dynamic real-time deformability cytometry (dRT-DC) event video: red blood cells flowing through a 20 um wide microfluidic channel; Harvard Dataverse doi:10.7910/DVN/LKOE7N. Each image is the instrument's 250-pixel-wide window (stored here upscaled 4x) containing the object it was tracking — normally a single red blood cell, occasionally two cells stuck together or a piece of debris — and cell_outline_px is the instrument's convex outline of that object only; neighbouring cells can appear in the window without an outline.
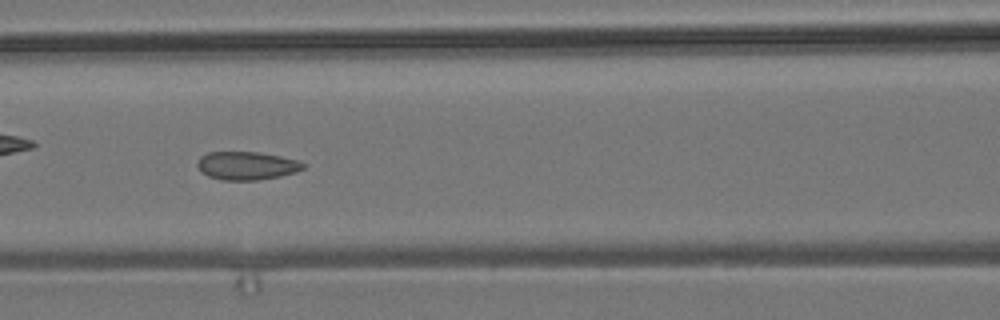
{"species": "common noctule bat (a hibernating species)", "species_latin": "Nyctalus noctula", "temperature_condition": "room temperature", "stored_images_in_passage": 55, "camera_frame_rate_fps": 3000, "um_per_image_px": 0.085, "animal": {"sex": "male", "body_mass_g": 19.2, "forearm_length_mm": 51.8}, "frame": {"image": 1, "passage_image": 23, "time_ms": 7.333, "image_size_px": [1000, 320], "cell_outline_px": [[304, 168], [296, 172], [280, 176], [256, 180], [220, 180], [208, 176], [200, 172], [196, 164], [200, 156], [208, 152], [260, 152], [280, 156], [296, 160], [304, 164]], "centroid_in_image_um": [20.92, 14.08], "position_along_channel_um": 145.7, "area_um2": 17.46}}
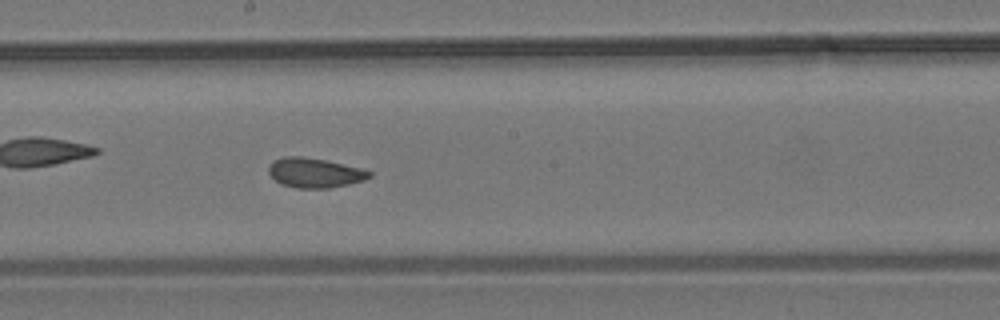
{"frame": {"image": 2, "passage_image": 29, "time_ms": 9.333, "image_size_px": [1000, 320], "cell_outline_px": [[372, 176], [364, 180], [348, 184], [328, 188], [296, 188], [280, 184], [268, 172], [268, 168], [272, 160], [284, 156], [304, 156], [328, 160], [360, 168], [372, 172]], "centroid_in_image_um": [26.73, 14.67], "position_along_channel_um": 221.5, "area_um2": 17.57}}
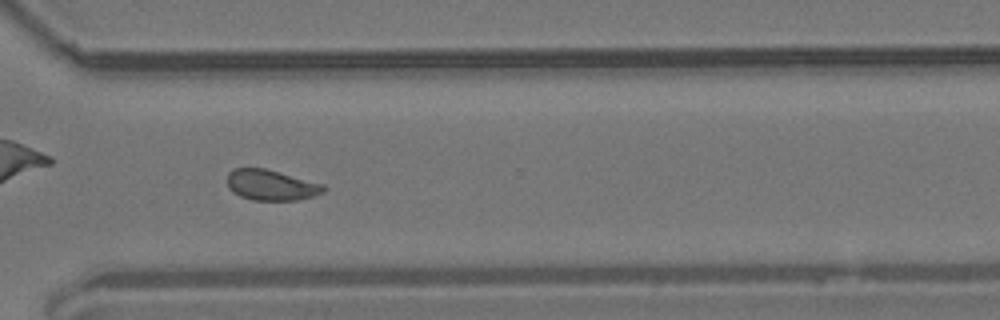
{"frame": {"image": 3, "passage_image": 39, "time_ms": 12.667, "image_size_px": [1000, 320], "cell_outline_px": [[328, 188], [324, 192], [312, 196], [296, 200], [252, 200], [240, 196], [232, 192], [228, 188], [228, 172], [236, 168], [264, 168], [324, 184]], "centroid_in_image_um": [23.05, 15.73], "position_along_channel_um": 347.5, "area_um2": 17.17}, "authors_computed_cell_mechanics": {"area_um2": 17.8024, "velocity_mm_per_s": 3.7959, "shape_relaxation_time_tau1_ms": null, "shape_relaxation_time_tau2_ms": 1.823, "deformation_change_tau1": null, "deformation_change_tau2": 0.0549}}